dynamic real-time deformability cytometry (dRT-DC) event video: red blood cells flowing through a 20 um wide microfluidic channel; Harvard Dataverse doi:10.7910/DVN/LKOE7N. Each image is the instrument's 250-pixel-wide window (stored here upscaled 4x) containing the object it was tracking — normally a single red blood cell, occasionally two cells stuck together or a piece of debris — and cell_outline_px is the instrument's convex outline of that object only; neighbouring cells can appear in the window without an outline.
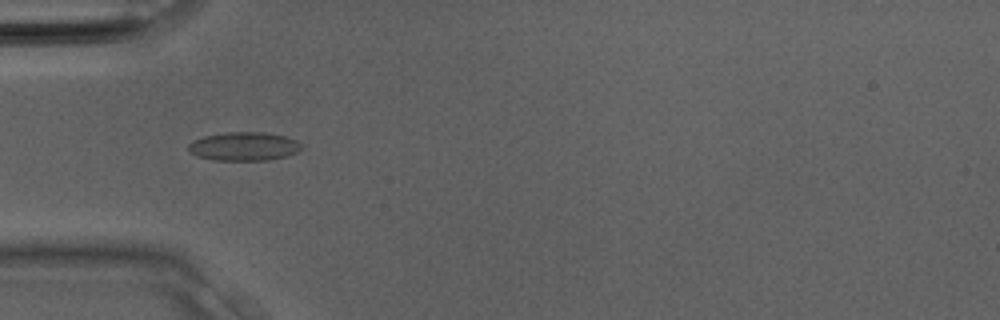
{"species": "Egyptian fruit bat (a non-hibernating species)", "species_latin": "Rousettus aegyptiacus", "temperature_condition": "room temperature", "stored_images_in_passage": 3, "camera_frame_rate_fps": 3000, "um_per_image_px": 0.085, "animal": {"sex": "male"}, "frame": {"image": 1, "passage_image": 1, "time_ms": 0.0, "image_size_px": [1000, 320], "cell_outline_px": [[304, 148], [288, 156], [268, 160], [216, 160], [196, 156], [188, 152], [188, 144], [192, 140], [204, 136], [228, 132], [264, 132], [284, 136], [296, 140], [304, 144]], "centroid_in_image_um": [20.75, 12.44], "position_along_channel_um": 64.3, "area_um2": 19.07}}